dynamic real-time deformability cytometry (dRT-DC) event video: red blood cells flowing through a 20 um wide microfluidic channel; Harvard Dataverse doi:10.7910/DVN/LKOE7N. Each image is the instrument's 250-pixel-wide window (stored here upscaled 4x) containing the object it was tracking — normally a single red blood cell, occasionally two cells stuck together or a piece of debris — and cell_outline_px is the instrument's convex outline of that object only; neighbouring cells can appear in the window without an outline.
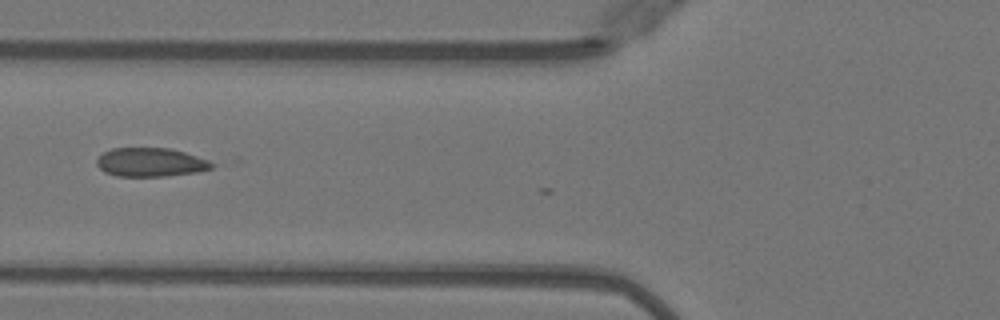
{"species": "Egyptian fruit bat (a non-hibernating species)", "species_latin": "Rousettus aegyptiacus", "temperature_condition": "warm", "stored_images_in_passage": 8, "camera_frame_rate_fps": 3000, "um_per_image_px": 0.085, "animal": {"sex": "female"}, "frame": {"image": 1, "passage_image": 5, "time_ms": 1.333, "image_size_px": [1000, 320], "cell_outline_px": [[216, 164], [212, 168], [196, 172], [164, 176], [116, 176], [104, 172], [96, 164], [96, 160], [104, 152], [112, 148], [168, 148], [184, 152], [208, 160]], "centroid_in_image_um": [12.79, 13.79], "position_along_channel_um": 113.0, "area_um2": 19.19}}
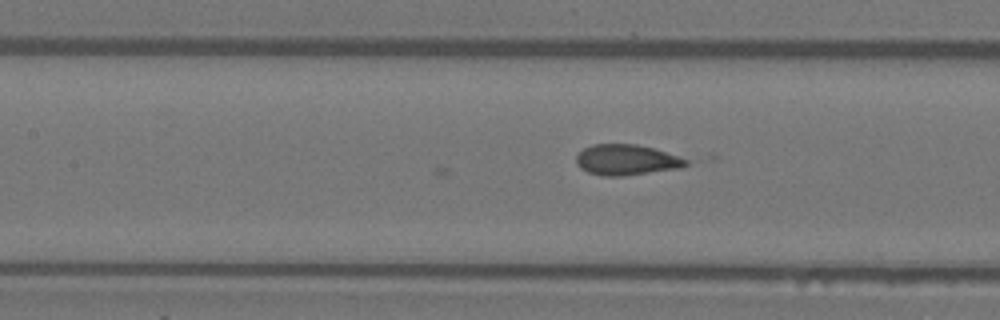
{"frame": {"image": 2, "passage_image": 8, "time_ms": 2.333, "image_size_px": [1000, 320], "cell_outline_px": [[688, 164], [684, 168], [620, 176], [600, 176], [588, 172], [580, 168], [576, 164], [576, 156], [584, 148], [592, 144], [636, 144], [652, 148], [688, 160]], "centroid_in_image_um": [53.22, 13.6], "position_along_channel_um": 154.2, "area_um2": 19.54}}